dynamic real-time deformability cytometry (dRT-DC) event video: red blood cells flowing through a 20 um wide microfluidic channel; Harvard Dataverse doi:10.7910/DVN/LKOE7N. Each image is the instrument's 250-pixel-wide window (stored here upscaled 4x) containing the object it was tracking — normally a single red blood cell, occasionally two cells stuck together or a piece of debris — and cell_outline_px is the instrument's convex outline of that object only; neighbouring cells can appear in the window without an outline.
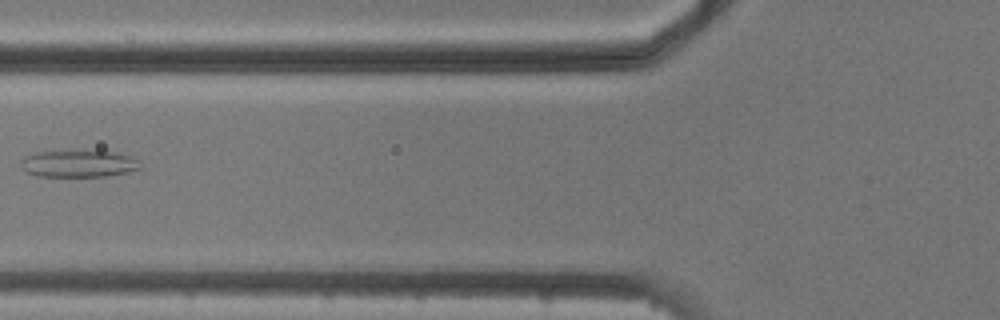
{"species": "common noctule bat (a hibernating species)", "species_latin": "Nyctalus noctula", "temperature_condition": "cold", "stored_images_in_passage": 6, "camera_frame_rate_fps": 3000, "um_per_image_px": 0.085, "animal": {"sex": "male", "body_mass_g": 20.5, "forearm_length_mm": 52.5}, "frame": {"image": 1, "passage_image": 6, "time_ms": 5.667, "image_size_px": [1000, 320], "cell_outline_px": [[140, 168], [128, 172], [108, 176], [36, 176], [20, 168], [20, 160], [24, 156], [36, 152], [116, 152], [132, 156], [136, 160]], "centroid_in_image_um": [6.63, 13.93], "position_along_channel_um": 119.2, "area_um2": 18.44}}